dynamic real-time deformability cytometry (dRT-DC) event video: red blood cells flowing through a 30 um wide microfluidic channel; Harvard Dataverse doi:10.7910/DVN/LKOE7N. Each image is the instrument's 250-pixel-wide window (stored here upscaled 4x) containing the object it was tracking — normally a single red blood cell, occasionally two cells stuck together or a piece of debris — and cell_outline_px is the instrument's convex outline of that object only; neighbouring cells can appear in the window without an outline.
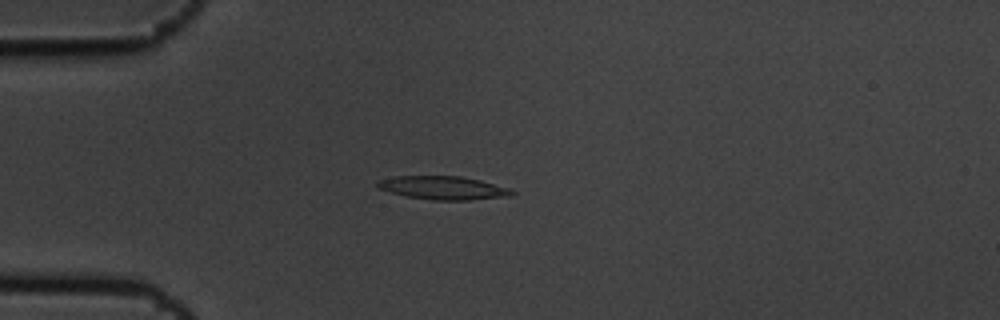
{"species": "common noctule bat (a hibernating species)", "species_latin": "Nyctalus noctula", "temperature_condition": "cold", "stored_images_in_passage": 4, "camera_frame_rate_fps": 3000, "um_per_image_px": 0.085, "animal": {"sex": "male", "body_mass_g": 19.5, "forearm_length_mm": 54.6}, "frame": {"image": 1, "passage_image": 4, "time_ms": 1.0, "image_size_px": [1000, 320], "cell_outline_px": [[516, 192], [512, 196], [468, 200], [432, 200], [408, 196], [392, 192], [380, 188], [376, 184], [376, 180], [396, 176], [460, 176], [480, 180], [508, 188]], "centroid_in_image_um": [37.69, 15.96], "position_along_channel_um": 47.3, "area_um2": 18.15}}